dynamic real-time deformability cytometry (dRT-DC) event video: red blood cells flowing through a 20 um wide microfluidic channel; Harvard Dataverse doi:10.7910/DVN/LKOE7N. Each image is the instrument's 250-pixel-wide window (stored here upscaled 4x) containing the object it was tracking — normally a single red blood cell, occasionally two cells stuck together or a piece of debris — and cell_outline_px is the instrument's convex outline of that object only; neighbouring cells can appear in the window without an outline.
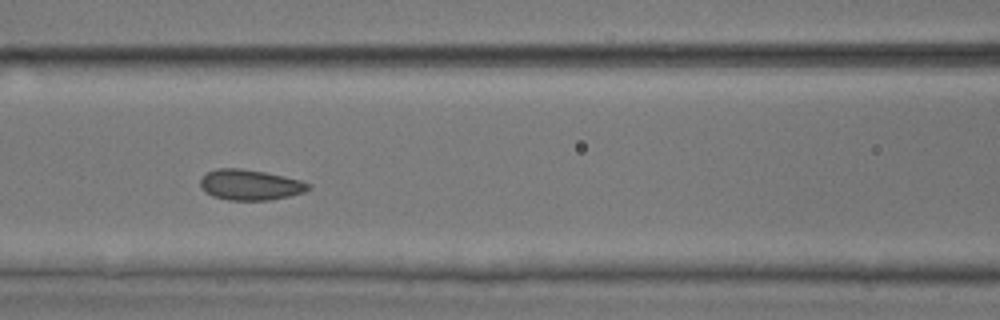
{"species": "common noctule bat (a hibernating species)", "species_latin": "Nyctalus noctula", "temperature_condition": "room temperature", "stored_images_in_passage": 13, "camera_frame_rate_fps": 3000, "um_per_image_px": 0.085, "animal": {"sex": "male", "body_mass_g": 17.9, "forearm_length_mm": 54.2}, "frame": {"image": 1, "passage_image": 10, "time_ms": 3.0, "image_size_px": [1000, 320], "cell_outline_px": [[312, 188], [304, 192], [288, 196], [268, 200], [228, 200], [212, 196], [204, 192], [200, 188], [200, 180], [208, 172], [216, 168], [240, 168], [264, 172], [284, 176], [300, 180], [312, 184]], "centroid_in_image_um": [21.25, 15.71], "position_along_channel_um": 145.3, "area_um2": 19.31}}